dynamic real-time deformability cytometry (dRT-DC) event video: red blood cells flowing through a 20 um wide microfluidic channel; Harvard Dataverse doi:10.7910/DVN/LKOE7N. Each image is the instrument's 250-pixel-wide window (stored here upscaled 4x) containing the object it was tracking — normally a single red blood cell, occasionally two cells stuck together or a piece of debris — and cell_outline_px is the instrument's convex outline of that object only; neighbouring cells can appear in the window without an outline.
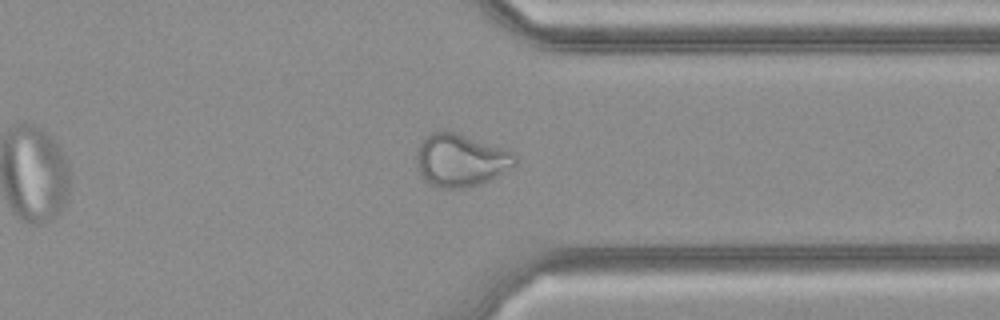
{"species": "common noctule bat (a hibernating species)", "species_latin": "Nyctalus noctula", "temperature_condition": "cold", "stored_images_in_passage": 32, "camera_frame_rate_fps": 3000, "um_per_image_px": 0.085, "animal": {"sex": "female", "body_mass_g": 21.9}, "frame": {"image": 1, "passage_image": 28, "time_ms": 9.0, "image_size_px": [1000, 320], "cell_outline_px": [[520, 160], [516, 164], [504, 172], [480, 184], [468, 188], [444, 188], [432, 184], [424, 180], [416, 164], [416, 156], [420, 144], [432, 132], [452, 132], [504, 148], [516, 152], [520, 156]], "centroid_in_image_um": [39.22, 13.64], "position_along_channel_um": 372.2, "area_um2": 30.0}}